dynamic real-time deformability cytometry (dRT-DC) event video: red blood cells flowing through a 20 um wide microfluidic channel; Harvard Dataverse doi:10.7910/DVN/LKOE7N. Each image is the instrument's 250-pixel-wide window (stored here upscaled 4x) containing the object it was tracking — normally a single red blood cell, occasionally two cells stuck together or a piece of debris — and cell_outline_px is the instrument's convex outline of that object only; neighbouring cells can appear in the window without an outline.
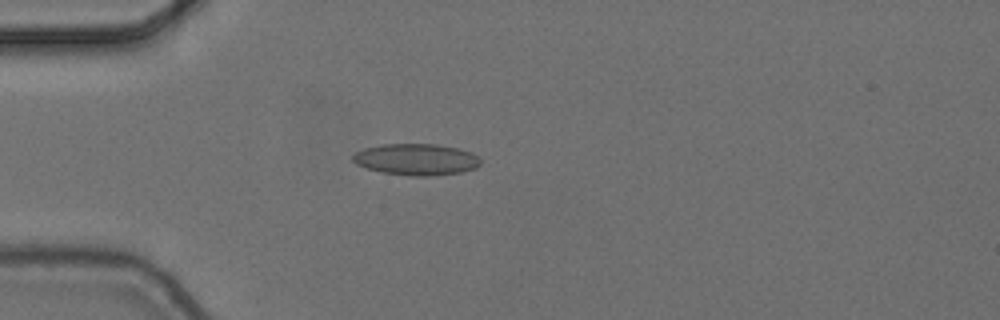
{"species": "common noctule bat (a hibernating species)", "species_latin": "Nyctalus noctula", "temperature_condition": "cold", "stored_images_in_passage": 4, "camera_frame_rate_fps": 3000, "um_per_image_px": 0.085, "animal": {"sex": "female", "body_mass_g": 24.6, "forearm_length_mm": 56.2}, "frame": {"image": 1, "passage_image": 4, "time_ms": 1.0, "image_size_px": [1000, 320], "cell_outline_px": [[480, 164], [476, 168], [460, 172], [428, 176], [408, 176], [380, 172], [356, 164], [352, 160], [352, 156], [356, 152], [364, 148], [384, 144], [436, 144], [456, 148], [472, 152], [480, 160]], "centroid_in_image_um": [35.36, 13.55], "position_along_channel_um": 49.6, "area_um2": 23.35}}